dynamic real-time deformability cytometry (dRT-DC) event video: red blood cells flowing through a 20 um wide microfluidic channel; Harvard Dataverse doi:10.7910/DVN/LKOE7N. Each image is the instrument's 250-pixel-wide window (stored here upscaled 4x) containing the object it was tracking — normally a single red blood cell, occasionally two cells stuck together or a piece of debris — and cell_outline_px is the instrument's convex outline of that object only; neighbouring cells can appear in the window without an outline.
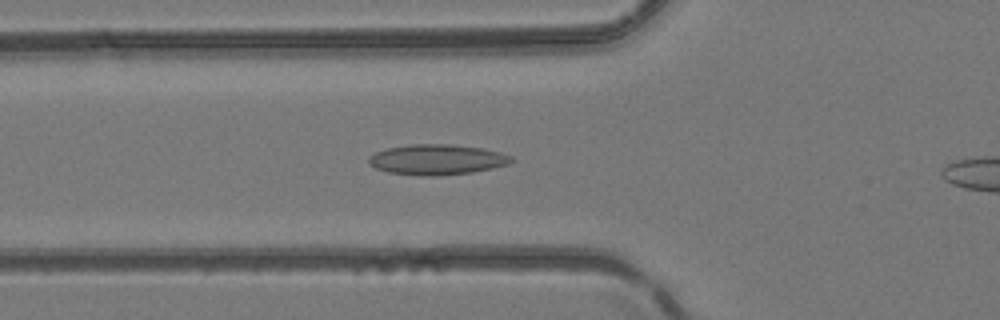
{"species": "common noctule bat (a hibernating species)", "species_latin": "Nyctalus noctula", "temperature_condition": "room temperature", "stored_images_in_passage": 33, "camera_frame_rate_fps": 3000, "um_per_image_px": 0.085, "animal": {"sex": "female", "body_mass_g": 24.6, "forearm_length_mm": 56.2}, "frame": {"image": 1, "passage_image": 9, "time_ms": 2.667, "image_size_px": [1000, 320], "cell_outline_px": [[516, 160], [508, 164], [492, 168], [472, 172], [436, 176], [420, 176], [388, 172], [376, 168], [368, 164], [368, 156], [376, 152], [388, 148], [412, 144], [452, 144], [480, 148], [500, 152], [512, 156]], "centroid_in_image_um": [37.14, 13.57], "position_along_channel_um": 88.7, "area_um2": 25.32}}
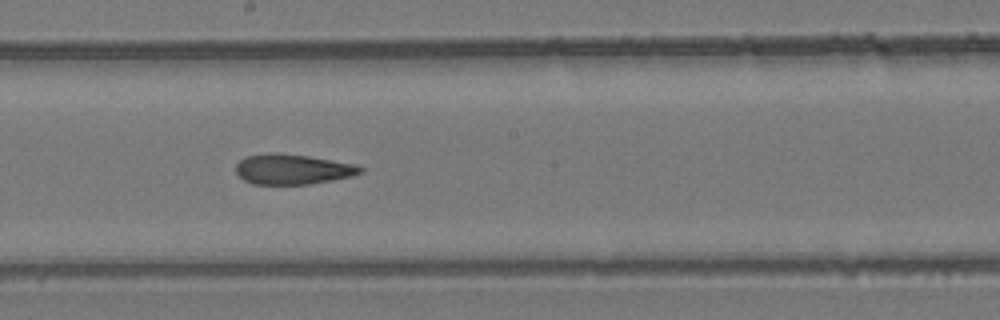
{"frame": {"image": 2, "passage_image": 18, "time_ms": 5.667, "image_size_px": [1000, 320], "cell_outline_px": [[364, 172], [352, 176], [332, 180], [308, 184], [252, 184], [244, 180], [236, 172], [236, 164], [240, 160], [248, 156], [276, 152], [280, 152], [308, 156], [356, 164], [364, 168]], "centroid_in_image_um": [24.9, 14.38], "position_along_channel_um": 223.3, "area_um2": 21.91}}
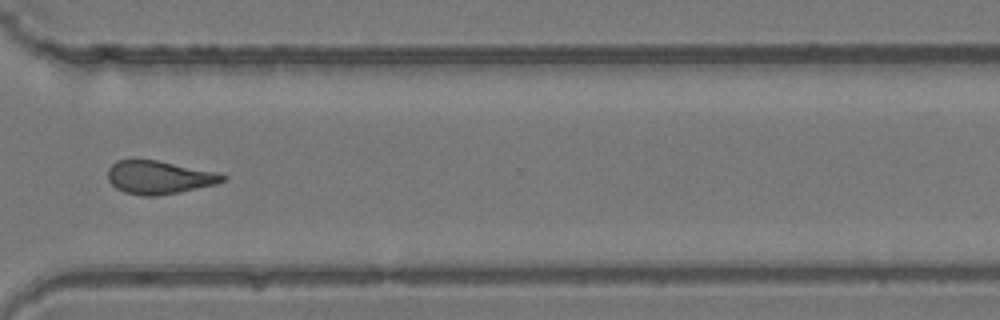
{"frame": {"image": 3, "passage_image": 27, "time_ms": 8.667, "image_size_px": [1000, 320], "cell_outline_px": [[228, 176], [224, 180], [216, 184], [180, 192], [156, 196], [140, 196], [124, 192], [116, 188], [108, 180], [108, 168], [116, 160], [156, 160], [216, 172]], "centroid_in_image_um": [13.5, 15.09], "position_along_channel_um": 357.1, "area_um2": 22.14}}